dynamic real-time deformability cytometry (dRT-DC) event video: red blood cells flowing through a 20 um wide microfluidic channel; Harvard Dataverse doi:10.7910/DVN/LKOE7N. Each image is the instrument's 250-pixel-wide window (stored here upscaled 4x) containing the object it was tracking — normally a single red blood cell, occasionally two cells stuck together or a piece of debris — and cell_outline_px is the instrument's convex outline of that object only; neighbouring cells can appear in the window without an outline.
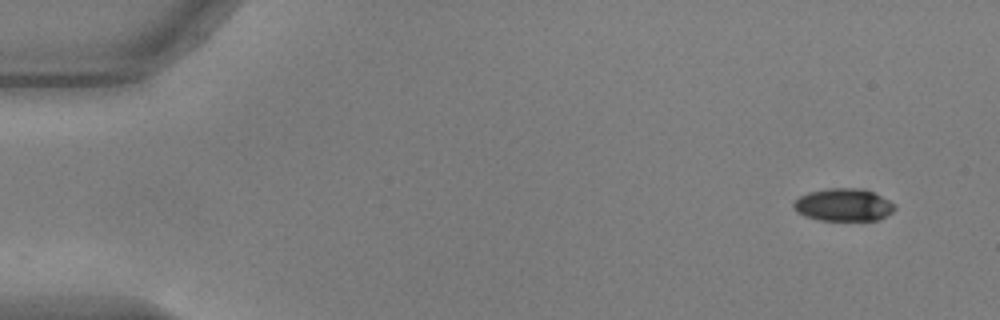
{"species": "common noctule bat (a hibernating species)", "species_latin": "Nyctalus noctula", "temperature_condition": "warm", "stored_images_in_passage": 33, "camera_frame_rate_fps": 3000, "um_per_image_px": 0.085, "animal": {"sex": "male", "body_mass_g": 17.9, "forearm_length_mm": 54.2}, "frame": {"image": 1, "passage_image": 1, "time_ms": 0.0, "image_size_px": [1000, 320], "cell_outline_px": [[896, 208], [892, 212], [880, 220], [820, 220], [804, 216], [796, 212], [792, 208], [792, 204], [800, 196], [808, 192], [828, 188], [864, 188], [896, 204]], "centroid_in_image_um": [71.69, 17.41], "position_along_channel_um": 13.3, "area_um2": 19.36}}
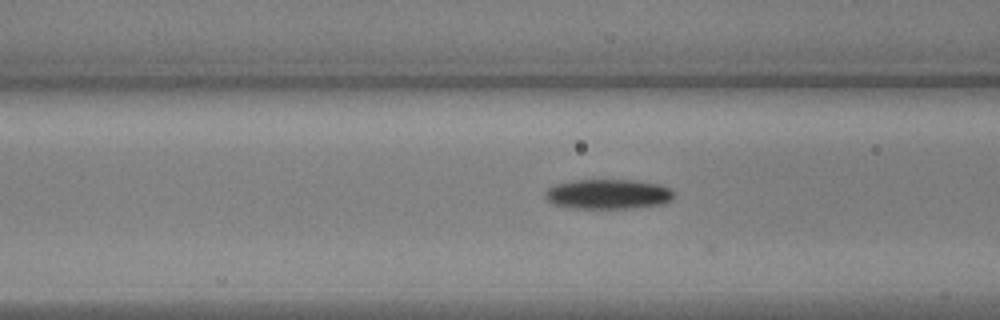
{"frame": {"image": 2, "passage_image": 19, "time_ms": 6.0, "image_size_px": [1000, 320], "cell_outline_px": [[672, 196], [664, 204], [628, 208], [576, 208], [552, 204], [544, 196], [544, 192], [552, 184], [572, 180], [636, 180], [660, 184], [668, 188], [672, 192]], "centroid_in_image_um": [51.62, 16.49], "position_along_channel_um": 115.0, "area_um2": 22.37}}
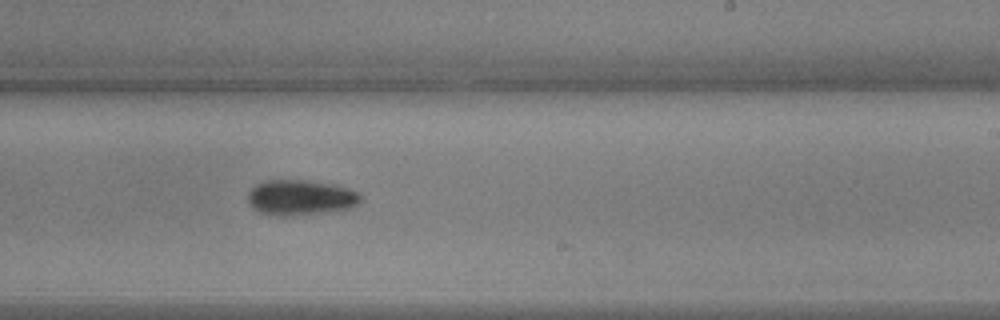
{"frame": {"image": 3, "passage_image": 31, "time_ms": 10.0, "image_size_px": [1000, 320], "cell_outline_px": [[360, 200], [352, 208], [328, 212], [292, 216], [280, 216], [260, 212], [248, 200], [248, 192], [256, 184], [264, 180], [308, 180], [332, 184], [360, 192]], "centroid_in_image_um": [25.56, 16.79], "position_along_channel_um": 263.4, "area_um2": 23.18}}